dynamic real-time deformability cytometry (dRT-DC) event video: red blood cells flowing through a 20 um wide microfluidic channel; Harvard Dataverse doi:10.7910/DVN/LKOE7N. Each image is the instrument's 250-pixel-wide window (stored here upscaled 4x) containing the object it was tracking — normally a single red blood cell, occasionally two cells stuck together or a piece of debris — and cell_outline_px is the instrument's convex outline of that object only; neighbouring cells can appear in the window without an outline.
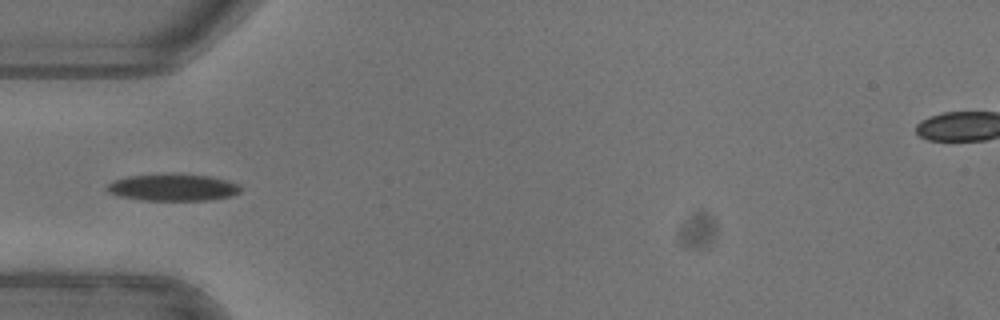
{"species": "common noctule bat (a hibernating species)", "species_latin": "Nyctalus noctula", "temperature_condition": "warm", "stored_images_in_passage": 6, "camera_frame_rate_fps": 3000, "um_per_image_px": 0.085, "animal": {"sex": "female"}, "frame": {"image": 1, "passage_image": 1, "time_ms": 0.0, "image_size_px": [1000, 320], "cell_outline_px": [[240, 192], [228, 196], [208, 200], [140, 200], [120, 196], [108, 192], [108, 184], [112, 180], [128, 176], [172, 172], [212, 176], [236, 184], [240, 188]], "centroid_in_image_um": [14.65, 15.9], "position_along_channel_um": 70.4, "area_um2": 21.1}}